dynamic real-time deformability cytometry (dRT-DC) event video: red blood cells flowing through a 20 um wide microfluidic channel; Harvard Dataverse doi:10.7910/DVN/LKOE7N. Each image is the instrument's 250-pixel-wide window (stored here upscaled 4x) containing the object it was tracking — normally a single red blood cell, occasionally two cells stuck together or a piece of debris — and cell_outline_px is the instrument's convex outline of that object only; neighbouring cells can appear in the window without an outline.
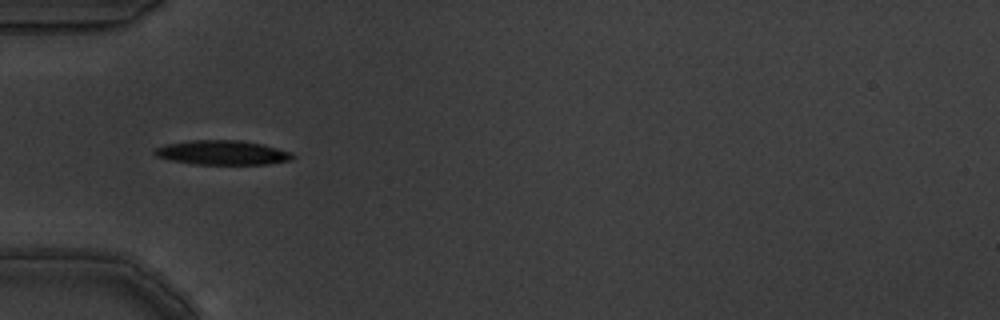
{"species": "common noctule bat (a hibernating species)", "species_latin": "Nyctalus noctula", "temperature_condition": "warm", "stored_images_in_passage": 6, "camera_frame_rate_fps": 3000, "um_per_image_px": 0.085, "animal": {"sex": "male", "body_mass_g": 19.5, "forearm_length_mm": 54.6}, "frame": {"image": 1, "passage_image": 1, "time_ms": 0.0, "image_size_px": [1000, 320], "cell_outline_px": [[296, 156], [292, 160], [268, 164], [196, 164], [168, 160], [156, 156], [152, 152], [156, 148], [164, 144], [192, 140], [240, 140], [264, 144], [292, 152]], "centroid_in_image_um": [18.92, 12.97], "position_along_channel_um": 66.1, "area_um2": 19.83}}
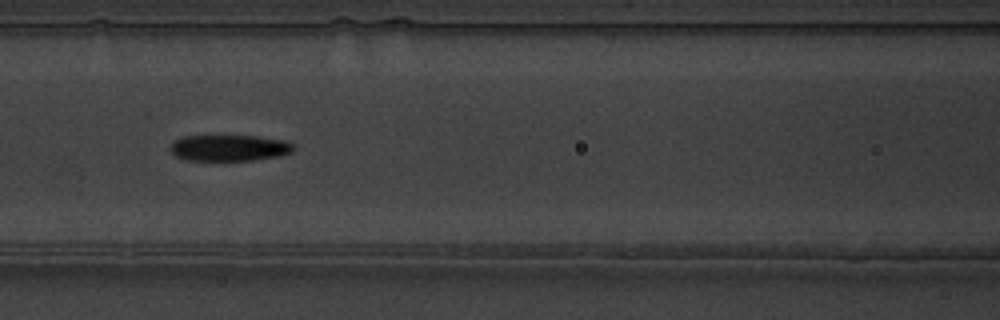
{"frame": {"image": 2, "passage_image": 3, "time_ms": 0.667, "image_size_px": [1000, 320], "cell_outline_px": [[296, 148], [292, 152], [280, 156], [252, 160], [188, 160], [176, 156], [172, 152], [172, 144], [176, 140], [184, 136], [256, 136], [284, 140], [292, 144]], "centroid_in_image_um": [19.54, 12.57], "position_along_channel_um": 147.1, "area_um2": 18.61}}
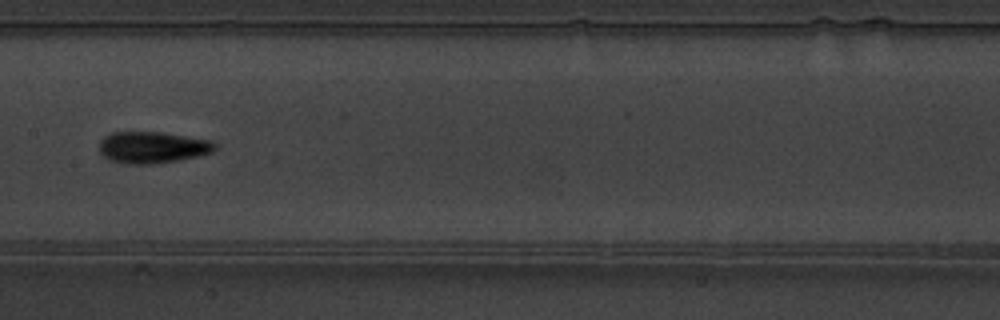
{"frame": {"image": 3, "passage_image": 4, "time_ms": 1.0, "image_size_px": [1000, 320], "cell_outline_px": [[216, 148], [212, 152], [196, 156], [156, 164], [132, 164], [108, 160], [100, 152], [100, 140], [104, 136], [112, 132], [160, 132], [212, 140], [216, 144]], "centroid_in_image_um": [12.95, 12.52], "position_along_channel_um": 194.5, "area_um2": 21.21}}